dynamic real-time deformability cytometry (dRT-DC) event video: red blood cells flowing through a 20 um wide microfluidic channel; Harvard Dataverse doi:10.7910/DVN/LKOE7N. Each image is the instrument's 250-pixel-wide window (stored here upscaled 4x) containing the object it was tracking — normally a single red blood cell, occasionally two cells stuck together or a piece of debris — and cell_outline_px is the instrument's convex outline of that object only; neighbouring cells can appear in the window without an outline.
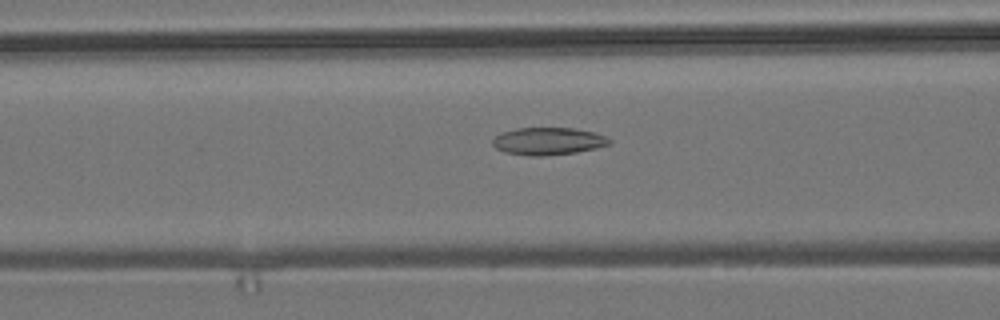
{"species": "common noctule bat (a hibernating species)", "species_latin": "Nyctalus noctula", "temperature_condition": "room temperature", "stored_images_in_passage": 54, "camera_frame_rate_fps": 3000, "um_per_image_px": 0.085, "animal": {"sex": "male", "body_mass_g": 19.2, "forearm_length_mm": 51.8}, "frame": {"image": 1, "passage_image": 21, "time_ms": 6.667, "image_size_px": [1000, 320], "cell_outline_px": [[612, 144], [596, 148], [576, 152], [544, 156], [528, 156], [504, 152], [496, 148], [492, 144], [492, 140], [500, 132], [516, 128], [572, 128], [592, 132], [604, 136], [612, 140]], "centroid_in_image_um": [46.57, 12.0], "position_along_channel_um": 120.0, "area_um2": 18.73}}
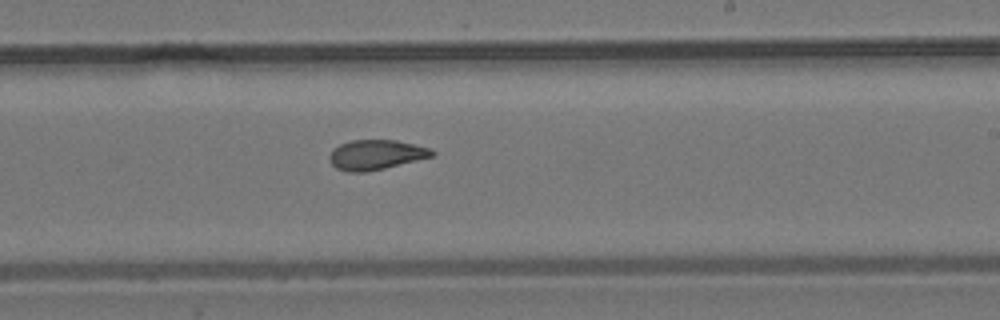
{"frame": {"image": 2, "passage_image": 32, "time_ms": 10.333, "image_size_px": [1000, 320], "cell_outline_px": [[436, 152], [432, 156], [368, 172], [348, 172], [336, 168], [328, 160], [328, 156], [332, 148], [340, 144], [352, 140], [396, 140], [432, 148]], "centroid_in_image_um": [31.92, 13.15], "position_along_channel_um": 257.1, "area_um2": 17.92}}
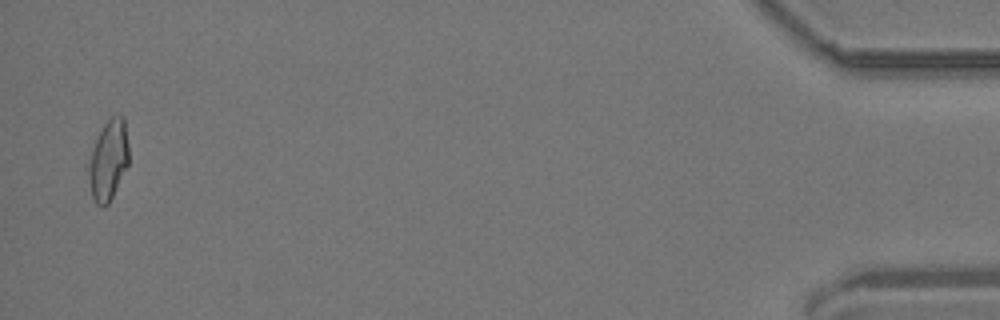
{"frame": {"image": 3, "passage_image": 53, "time_ms": 17.333, "image_size_px": [1000, 320], "cell_outline_px": [[128, 164], [108, 204], [104, 208], [96, 204], [92, 196], [84, 168], [84, 164], [108, 116], [120, 112], [124, 116], [128, 144]], "centroid_in_image_um": [9.15, 13.58], "position_along_channel_um": 426.0, "area_um2": 19.54}, "authors_computed_cell_mechanics": {"area_um2": 18.7561, "velocity_mm_per_s": 3.7365, "shape_relaxation_time_tau1_ms": null, "shape_relaxation_time_tau2_ms": 2.9524, "deformation_change_tau1": null, "deformation_change_tau2": 0.0911}}